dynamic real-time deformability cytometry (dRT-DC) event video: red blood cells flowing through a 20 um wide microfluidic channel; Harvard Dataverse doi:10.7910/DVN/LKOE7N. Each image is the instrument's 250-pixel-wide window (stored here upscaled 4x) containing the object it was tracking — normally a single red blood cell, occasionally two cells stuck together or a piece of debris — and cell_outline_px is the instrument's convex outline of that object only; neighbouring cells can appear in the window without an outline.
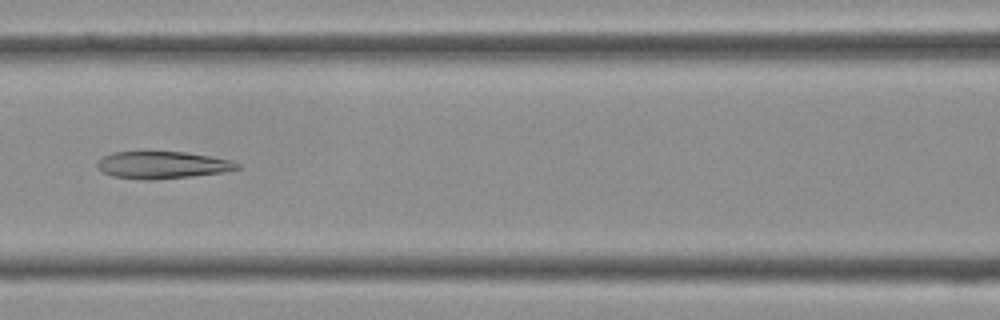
{"species": "Egyptian fruit bat (a non-hibernating species)", "species_latin": "Rousettus aegyptiacus", "temperature_condition": "cold", "stored_images_in_passage": 36, "camera_frame_rate_fps": 3000, "um_per_image_px": 0.085, "frame": {"image": 1, "passage_image": 13, "time_ms": 4.0, "image_size_px": [1000, 320], "cell_outline_px": [[240, 168], [220, 172], [192, 176], [152, 180], [140, 180], [112, 176], [96, 168], [96, 160], [112, 152], [184, 152], [208, 156], [228, 160], [240, 164]], "centroid_in_image_um": [13.71, 14.03], "position_along_channel_um": 152.9, "area_um2": 22.02}}
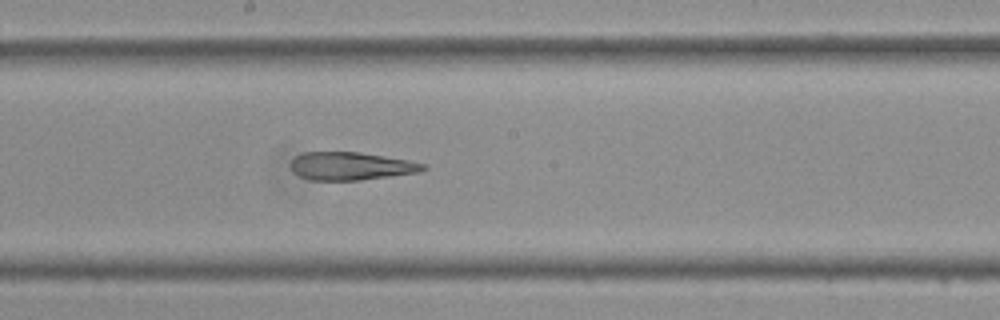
{"frame": {"image": 2, "passage_image": 17, "time_ms": 5.333, "image_size_px": [1000, 320], "cell_outline_px": [[428, 168], [420, 172], [360, 180], [312, 180], [300, 176], [292, 172], [288, 164], [296, 156], [304, 152], [360, 152], [408, 160], [428, 164]], "centroid_in_image_um": [29.83, 14.11], "position_along_channel_um": 218.4, "area_um2": 21.73}}
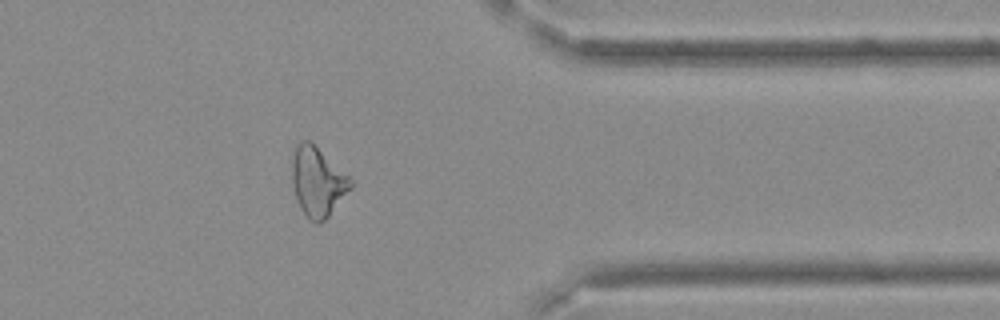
{"frame": {"image": 3, "passage_image": 28, "time_ms": 9.0, "image_size_px": [1000, 320], "cell_outline_px": [[352, 188], [328, 216], [320, 224], [316, 224], [308, 220], [300, 208], [292, 184], [292, 160], [296, 144], [300, 140], [308, 140], [348, 176], [352, 180]], "centroid_in_image_um": [26.97, 15.49], "position_along_channel_um": 384.4, "area_um2": 23.35}}